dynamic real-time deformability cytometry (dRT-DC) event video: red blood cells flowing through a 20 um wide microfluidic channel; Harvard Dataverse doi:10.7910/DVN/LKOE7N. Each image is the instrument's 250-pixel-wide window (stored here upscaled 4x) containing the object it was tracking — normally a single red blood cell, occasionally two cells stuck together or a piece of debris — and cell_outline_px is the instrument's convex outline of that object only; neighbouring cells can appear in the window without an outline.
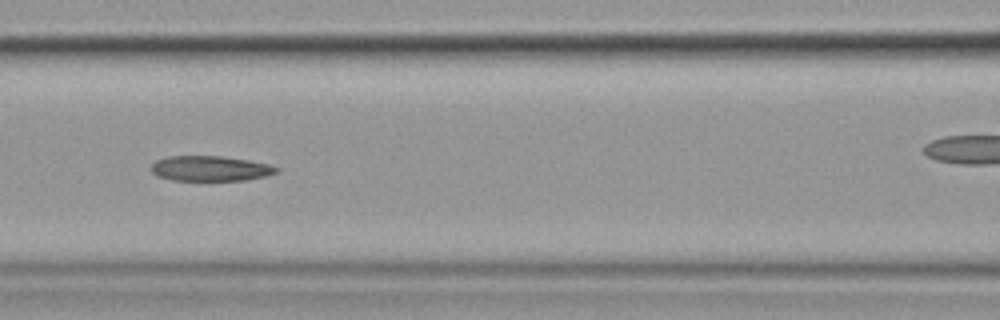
{"species": "common noctule bat (a hibernating species)", "species_latin": "Nyctalus noctula", "temperature_condition": "cold", "stored_images_in_passage": 16, "camera_frame_rate_fps": 3000, "um_per_image_px": 0.085, "animal": {"sex": "female", "body_mass_g": 19.9}, "frame": {"image": 1, "passage_image": 7, "time_ms": 7.667, "image_size_px": [1000, 320], "cell_outline_px": [[280, 168], [276, 172], [268, 176], [244, 180], [172, 180], [156, 176], [152, 172], [152, 164], [156, 160], [168, 156], [220, 156], [248, 160], [268, 164]], "centroid_in_image_um": [17.87, 14.32], "position_along_channel_um": 148.7, "area_um2": 18.32}, "authors_computed_cell_mechanics": {"area_um2": 20.6635, "velocity_mm_per_s": 3.6046, "shape_relaxation_time_tau1_ms": 10.0157, "shape_relaxation_time_tau2_ms": null, "deformation_change_tau1": 0.2114, "deformation_change_tau2": null}}